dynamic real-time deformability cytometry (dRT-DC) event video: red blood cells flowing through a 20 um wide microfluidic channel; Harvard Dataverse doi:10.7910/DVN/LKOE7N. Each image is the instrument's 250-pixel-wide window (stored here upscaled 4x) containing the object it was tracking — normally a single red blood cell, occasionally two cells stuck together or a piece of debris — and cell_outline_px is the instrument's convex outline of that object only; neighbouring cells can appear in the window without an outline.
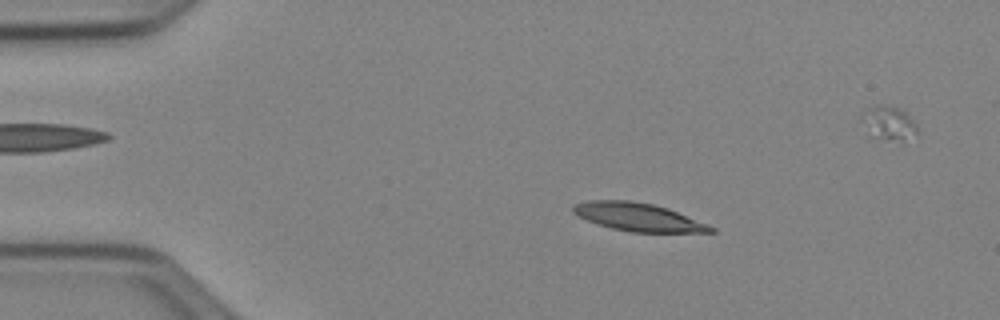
{"species": "Egyptian fruit bat (a non-hibernating species)", "species_latin": "Rousettus aegyptiacus", "temperature_condition": "cold", "stored_images_in_passage": 53, "camera_frame_rate_fps": 3000, "um_per_image_px": 0.085, "animal": {"sex": "female"}, "frame": {"image": 1, "passage_image": 10, "time_ms": 3.0, "image_size_px": [1000, 320], "cell_outline_px": [[716, 232], [632, 232], [612, 228], [588, 220], [572, 212], [572, 208], [576, 204], [588, 200], [632, 200], [652, 204], [668, 208], [716, 228]], "centroid_in_image_um": [54.26, 18.44], "position_along_channel_um": 30.7, "area_um2": 22.2}}
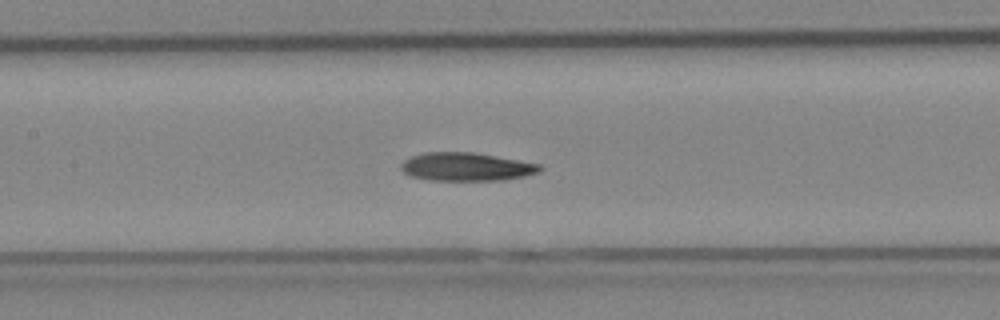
{"frame": {"image": 2, "passage_image": 25, "time_ms": 8.0, "image_size_px": [1000, 320], "cell_outline_px": [[544, 168], [540, 172], [524, 176], [504, 180], [428, 180], [412, 176], [404, 172], [400, 168], [400, 164], [404, 160], [412, 156], [424, 152], [472, 152], [540, 164]], "centroid_in_image_um": [39.64, 14.18], "position_along_channel_um": 167.8, "area_um2": 22.83}}
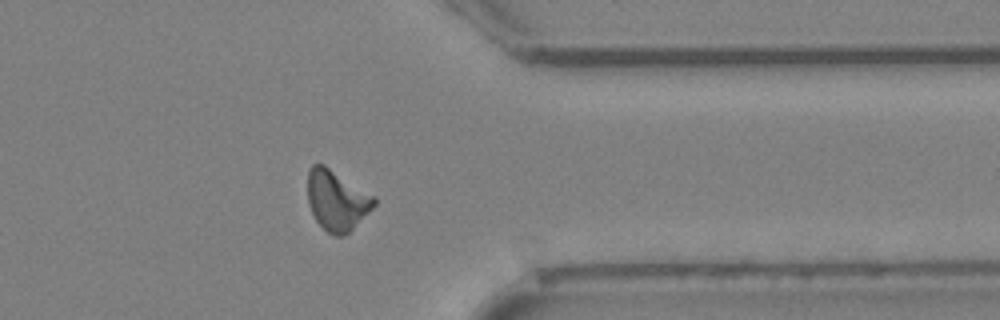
{"frame": {"image": 3, "passage_image": 42, "time_ms": 13.667, "image_size_px": [1000, 320], "cell_outline_px": [[376, 204], [344, 236], [336, 236], [328, 232], [316, 220], [308, 204], [308, 172], [312, 164], [324, 164], [376, 196]], "centroid_in_image_um": [28.63, 17.0], "position_along_channel_um": 382.8, "area_um2": 23.18}, "authors_computed_cell_mechanics": {"area_um2": 22.4842, "velocity_mm_per_s": 3.9234, "shape_relaxation_time_tau1_ms": 6.2308, "shape_relaxation_time_tau2_ms": 5.6885, "deformation_change_tau1": 0.1978, "deformation_change_tau2": 0.1586}}